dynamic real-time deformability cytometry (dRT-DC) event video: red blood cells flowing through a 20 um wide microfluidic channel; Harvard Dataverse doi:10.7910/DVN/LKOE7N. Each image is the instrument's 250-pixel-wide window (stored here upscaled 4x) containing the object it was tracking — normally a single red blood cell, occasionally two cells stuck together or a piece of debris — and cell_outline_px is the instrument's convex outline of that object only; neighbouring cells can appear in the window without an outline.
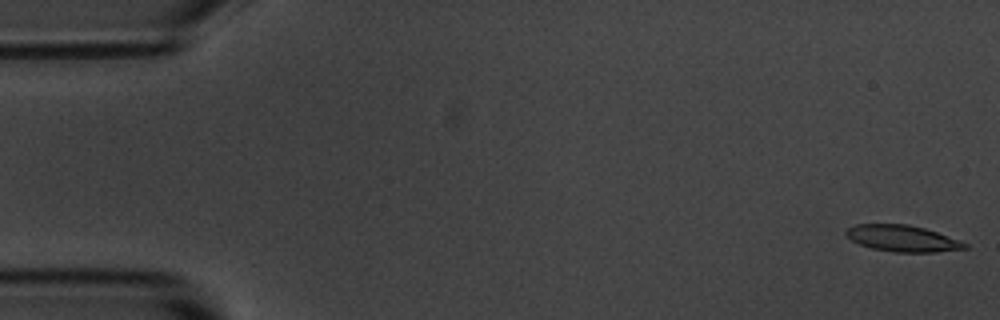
{"species": "common noctule bat (a hibernating species)", "species_latin": "Nyctalus noctula", "temperature_condition": "room temperature", "stored_images_in_passage": 55, "camera_frame_rate_fps": 3000, "um_per_image_px": 0.085, "animal": {"sex": "male", "body_mass_g": 20.1, "forearm_length_mm": 53.5}, "frame": {"image": 1, "passage_image": 1, "time_ms": 0.0, "image_size_px": [1000, 320], "cell_outline_px": [[968, 248], [936, 252], [892, 252], [872, 248], [860, 244], [852, 240], [844, 232], [848, 228], [856, 224], [908, 224], [924, 228], [936, 232], [968, 244]], "centroid_in_image_um": [76.69, 20.27], "position_along_channel_um": 8.3, "area_um2": 18.03}}
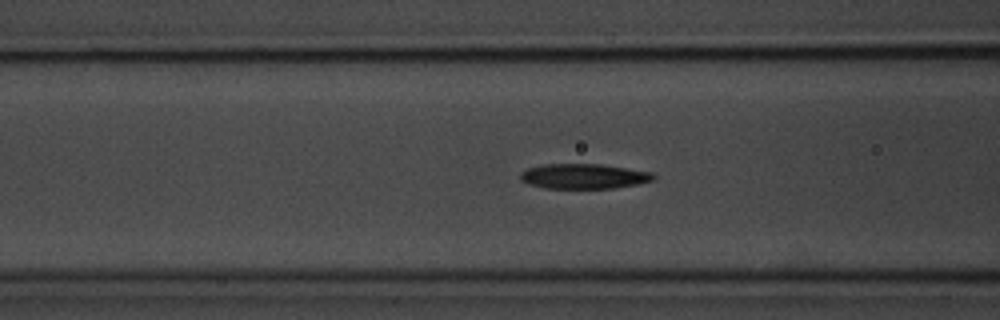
{"frame": {"image": 2, "passage_image": 21, "time_ms": 6.667, "image_size_px": [1000, 320], "cell_outline_px": [[656, 176], [652, 180], [636, 184], [612, 188], [544, 188], [520, 180], [520, 172], [528, 168], [544, 164], [600, 164], [652, 172]], "centroid_in_image_um": [49.6, 14.97], "position_along_channel_um": 117.0, "area_um2": 19.19}}
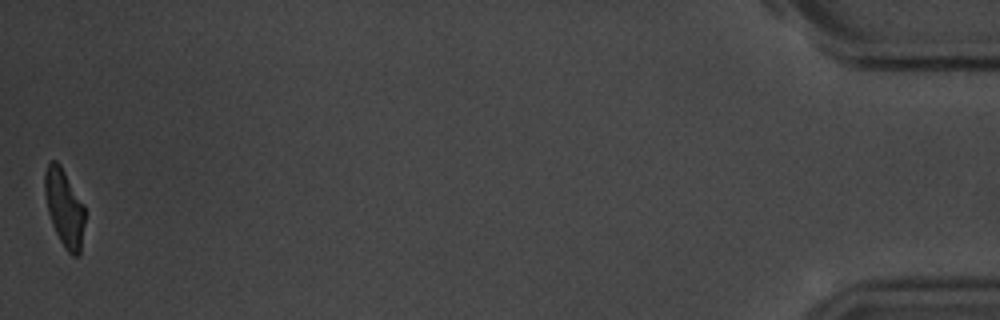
{"frame": {"image": 3, "passage_image": 55, "time_ms": 18.0, "image_size_px": [1000, 320], "cell_outline_px": [[84, 224], [80, 252], [76, 256], [72, 256], [64, 248], [52, 224], [48, 212], [44, 192], [44, 172], [48, 164], [52, 160], [56, 160], [60, 164], [84, 204]], "centroid_in_image_um": [5.46, 17.65], "position_along_channel_um": 429.7, "area_um2": 18.03}, "authors_computed_cell_mechanics": {"area_um2": 19.5364, "velocity_mm_per_s": 3.612, "shape_relaxation_time_tau1_ms": 3.5629, "shape_relaxation_time_tau2_ms": 3.8909, "deformation_change_tau1": 0.146, "deformation_change_tau2": 0.1344}}